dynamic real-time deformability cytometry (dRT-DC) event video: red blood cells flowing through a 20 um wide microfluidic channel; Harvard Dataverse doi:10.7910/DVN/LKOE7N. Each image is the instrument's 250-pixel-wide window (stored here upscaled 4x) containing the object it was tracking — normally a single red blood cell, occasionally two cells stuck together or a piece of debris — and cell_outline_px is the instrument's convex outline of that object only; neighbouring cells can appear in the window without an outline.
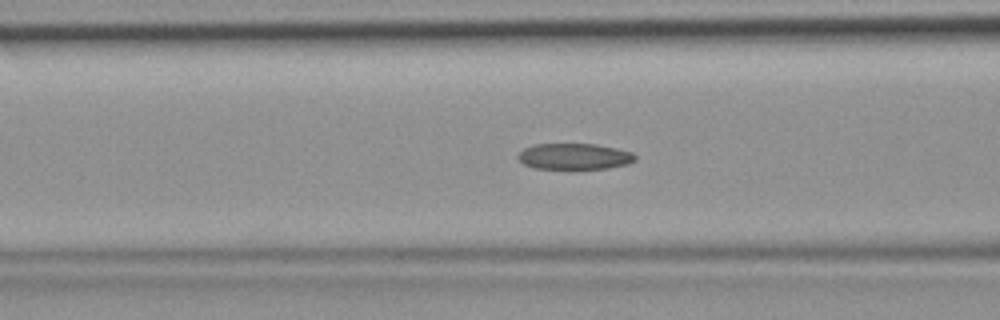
{"species": "common noctule bat (a hibernating species)", "species_latin": "Nyctalus noctula", "temperature_condition": "room temperature", "stored_images_in_passage": 33, "camera_frame_rate_fps": 3000, "um_per_image_px": 0.085, "animal": {"sex": "female", "body_mass_g": 19.9}, "frame": {"image": 1, "passage_image": 5, "time_ms": 1.333, "image_size_px": [1000, 320], "cell_outline_px": [[636, 160], [628, 164], [608, 168], [572, 172], [532, 168], [524, 164], [516, 156], [524, 148], [532, 144], [596, 144], [616, 148], [632, 152], [636, 156]], "centroid_in_image_um": [48.8, 13.35], "position_along_channel_um": 117.8, "area_um2": 18.84}}
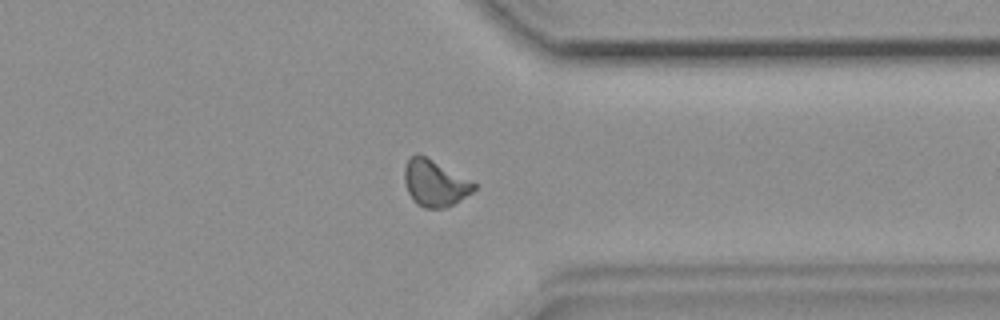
{"frame": {"image": 2, "passage_image": 23, "time_ms": 7.333, "image_size_px": [1000, 320], "cell_outline_px": [[476, 188], [472, 192], [452, 204], [444, 208], [424, 208], [416, 204], [412, 200], [408, 192], [404, 180], [404, 168], [408, 160], [416, 152], [424, 156], [476, 184]], "centroid_in_image_um": [36.91, 15.59], "position_along_channel_um": 374.5, "area_um2": 18.32}}
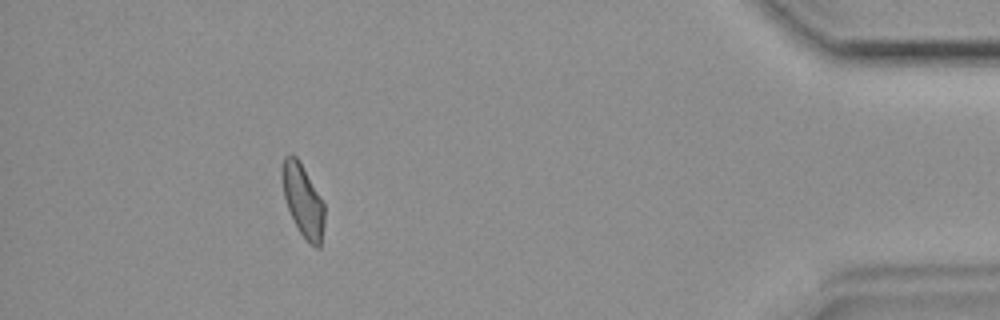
{"frame": {"image": 3, "passage_image": 29, "time_ms": 9.333, "image_size_px": [1000, 320], "cell_outline_px": [[324, 224], [320, 248], [316, 248], [300, 232], [288, 208], [284, 196], [280, 176], [280, 168], [284, 156], [288, 152], [292, 152], [300, 160], [320, 196], [324, 204]], "centroid_in_image_um": [25.72, 16.93], "position_along_channel_um": 409.5, "area_um2": 17.98}}